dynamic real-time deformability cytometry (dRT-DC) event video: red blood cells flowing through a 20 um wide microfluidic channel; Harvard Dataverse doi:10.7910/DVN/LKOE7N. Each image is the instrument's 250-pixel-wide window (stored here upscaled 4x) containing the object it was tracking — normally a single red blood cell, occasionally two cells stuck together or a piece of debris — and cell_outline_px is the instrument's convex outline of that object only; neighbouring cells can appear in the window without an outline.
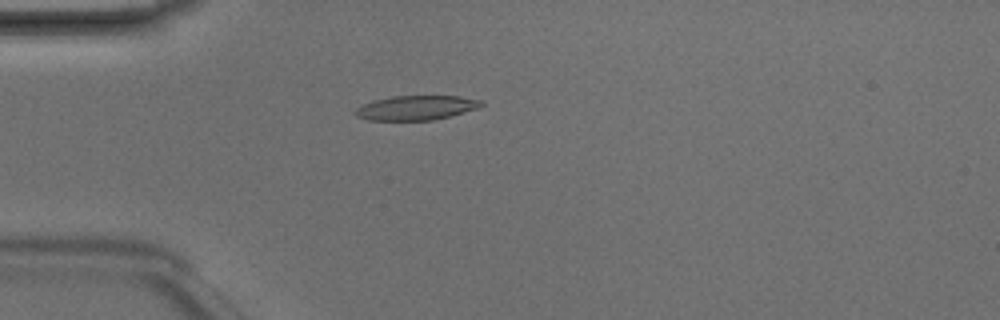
{"species": "Egyptian fruit bat (a non-hibernating species)", "species_latin": "Rousettus aegyptiacus", "temperature_condition": "room temperature", "stored_images_in_passage": 5, "camera_frame_rate_fps": 3000, "um_per_image_px": 0.085, "animal": {"sex": "male"}, "frame": {"image": 1, "passage_image": 5, "time_ms": 1.333, "image_size_px": [1000, 320], "cell_outline_px": [[484, 104], [480, 108], [432, 120], [368, 120], [356, 116], [352, 112], [356, 108], [372, 100], [392, 96], [460, 96], [484, 100]], "centroid_in_image_um": [35.38, 9.15], "position_along_channel_um": 49.6, "area_um2": 18.09}}